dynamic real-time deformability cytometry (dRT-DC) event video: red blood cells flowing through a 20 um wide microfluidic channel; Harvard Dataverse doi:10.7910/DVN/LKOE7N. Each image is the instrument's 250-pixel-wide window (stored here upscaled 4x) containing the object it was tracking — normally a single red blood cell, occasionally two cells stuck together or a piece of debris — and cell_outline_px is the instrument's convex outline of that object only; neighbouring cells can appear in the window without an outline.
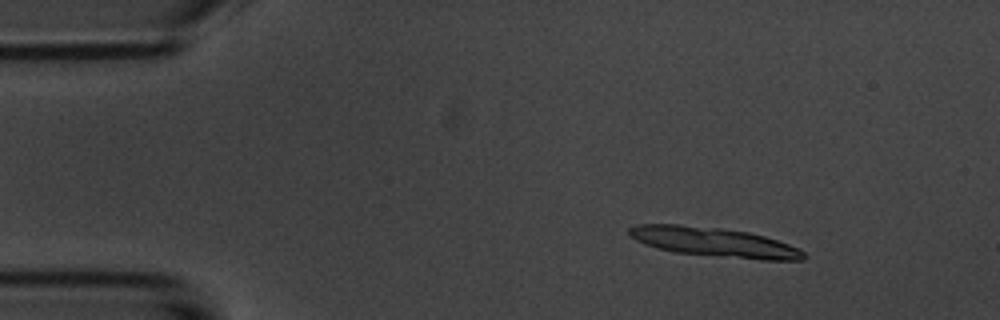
{"species": "common noctule bat (a hibernating species)", "species_latin": "Nyctalus noctula", "temperature_condition": "room temperature", "stored_images_in_passage": 6, "camera_frame_rate_fps": 3000, "um_per_image_px": 0.085, "animal": {"sex": "male", "body_mass_g": 20.1, "forearm_length_mm": 53.5}, "frame": {"image": 1, "passage_image": 2, "time_ms": 1.0, "image_size_px": [1000, 320], "cell_outline_px": [[808, 256], [804, 260], [760, 260], [676, 252], [656, 248], [644, 244], [628, 236], [628, 228], [636, 224], [680, 224], [720, 228], [748, 232], [764, 236], [800, 248]], "centroid_in_image_um": [60.69, 20.58], "position_along_channel_um": 24.3, "area_um2": 30.0}}